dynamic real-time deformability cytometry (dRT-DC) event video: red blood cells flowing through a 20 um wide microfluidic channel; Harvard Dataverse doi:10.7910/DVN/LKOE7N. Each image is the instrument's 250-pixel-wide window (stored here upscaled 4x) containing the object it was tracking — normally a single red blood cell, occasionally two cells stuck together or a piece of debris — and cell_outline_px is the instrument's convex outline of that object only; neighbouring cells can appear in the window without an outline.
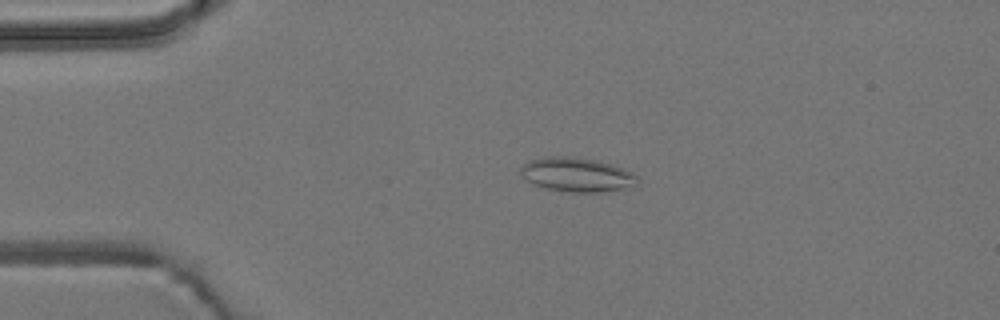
{"species": "common noctule bat (a hibernating species)", "species_latin": "Nyctalus noctula", "temperature_condition": "room temperature", "stored_images_in_passage": 6, "camera_frame_rate_fps": 3000, "um_per_image_px": 0.085, "animal": {"sex": "male", "body_mass_g": 19.2, "forearm_length_mm": 51.8}, "frame": {"image": 1, "passage_image": 4, "time_ms": 3.667, "image_size_px": [1000, 320], "cell_outline_px": [[640, 180], [636, 184], [620, 188], [596, 192], [568, 192], [548, 188], [536, 184], [528, 180], [520, 172], [520, 168], [528, 160], [548, 156], [572, 156], [596, 160], [632, 172]], "centroid_in_image_um": [49.0, 14.82], "position_along_channel_um": 36.0, "area_um2": 22.72}}